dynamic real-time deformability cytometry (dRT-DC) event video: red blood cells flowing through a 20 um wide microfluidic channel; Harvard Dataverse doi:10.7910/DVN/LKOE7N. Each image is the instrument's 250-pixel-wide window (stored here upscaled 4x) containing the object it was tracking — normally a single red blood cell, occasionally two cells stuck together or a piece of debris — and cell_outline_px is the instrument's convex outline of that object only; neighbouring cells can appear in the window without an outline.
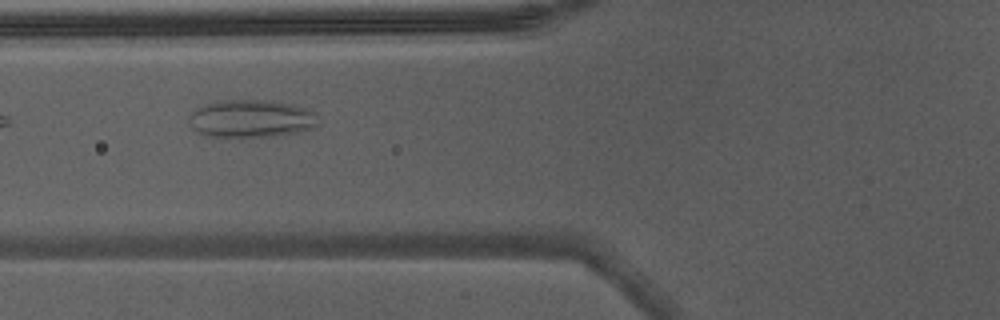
{"species": "Egyptian fruit bat (a non-hibernating species)", "species_latin": "Rousettus aegyptiacus", "temperature_condition": "warm", "stored_images_in_passage": 3, "camera_frame_rate_fps": 3000, "um_per_image_px": 0.085, "animal": {"sex": "male"}, "frame": {"image": 1, "passage_image": 3, "time_ms": 0.667, "image_size_px": [1000, 320], "cell_outline_px": [[316, 124], [312, 128], [300, 132], [276, 136], [240, 140], [208, 136], [196, 132], [192, 128], [188, 120], [188, 116], [196, 108], [204, 104], [228, 100], [272, 100], [292, 104], [304, 108], [312, 112]], "centroid_in_image_um": [21.26, 10.13], "position_along_channel_um": 104.5, "area_um2": 29.13}}